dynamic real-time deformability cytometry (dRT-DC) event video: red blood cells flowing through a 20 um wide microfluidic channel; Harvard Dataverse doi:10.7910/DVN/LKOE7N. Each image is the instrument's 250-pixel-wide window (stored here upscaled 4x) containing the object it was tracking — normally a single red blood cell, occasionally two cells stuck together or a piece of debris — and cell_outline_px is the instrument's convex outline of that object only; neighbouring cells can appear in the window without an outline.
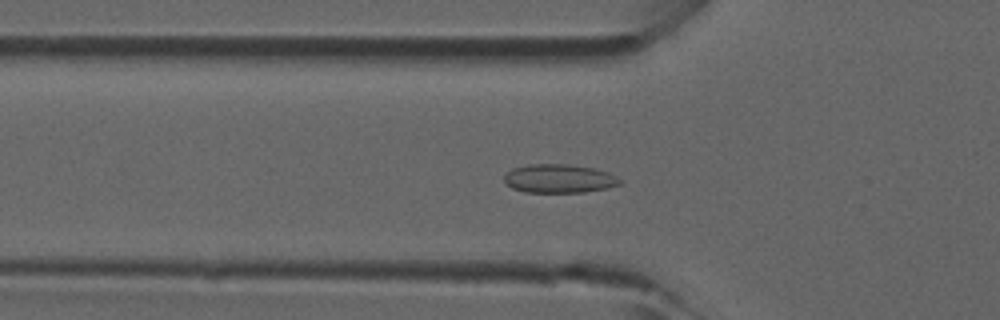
{"species": "common noctule bat (a hibernating species)", "species_latin": "Nyctalus noctula", "temperature_condition": "room temperature", "stored_images_in_passage": 47, "camera_frame_rate_fps": 3000, "um_per_image_px": 0.085, "animal": {"sex": "male", "forearm_length_mm": 52.5}, "frame": {"image": 1, "passage_image": 16, "time_ms": 5.0, "image_size_px": [1000, 320], "cell_outline_px": [[624, 184], [608, 188], [584, 192], [524, 192], [512, 188], [504, 180], [504, 176], [512, 168], [528, 164], [568, 164], [592, 168], [608, 172], [624, 180]], "centroid_in_image_um": [47.58, 15.18], "position_along_channel_um": 78.2, "area_um2": 19.48}}
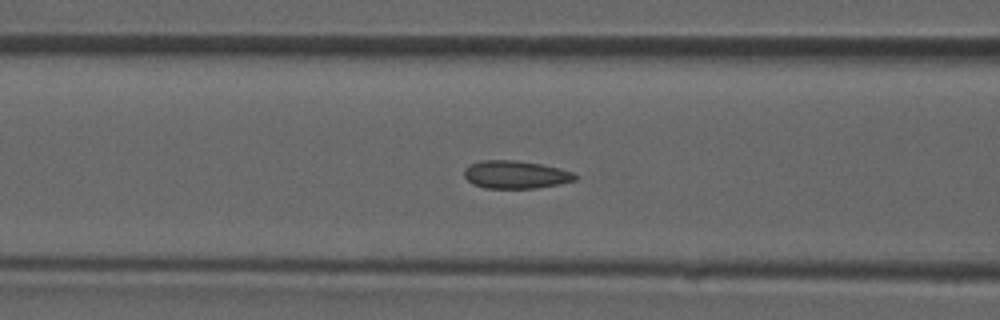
{"frame": {"image": 2, "passage_image": 19, "time_ms": 6.0, "image_size_px": [1000, 320], "cell_outline_px": [[580, 176], [576, 180], [536, 188], [484, 188], [472, 184], [464, 176], [464, 168], [480, 160], [516, 160], [540, 164], [560, 168], [572, 172]], "centroid_in_image_um": [43.82, 14.84], "position_along_channel_um": 122.8, "area_um2": 18.03}}
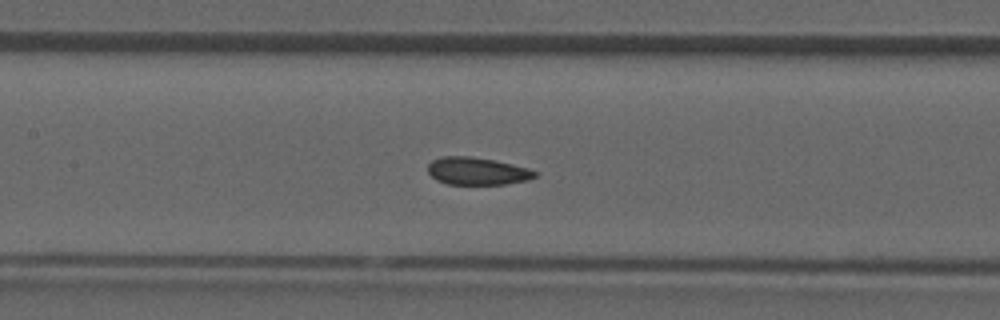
{"frame": {"image": 3, "passage_image": 22, "time_ms": 7.0, "image_size_px": [1000, 320], "cell_outline_px": [[536, 176], [528, 180], [504, 184], [448, 184], [436, 180], [428, 172], [428, 164], [432, 160], [440, 156], [468, 156], [496, 160], [528, 168], [536, 172]], "centroid_in_image_um": [40.53, 14.53], "position_along_channel_um": 166.9, "area_um2": 17.17}}